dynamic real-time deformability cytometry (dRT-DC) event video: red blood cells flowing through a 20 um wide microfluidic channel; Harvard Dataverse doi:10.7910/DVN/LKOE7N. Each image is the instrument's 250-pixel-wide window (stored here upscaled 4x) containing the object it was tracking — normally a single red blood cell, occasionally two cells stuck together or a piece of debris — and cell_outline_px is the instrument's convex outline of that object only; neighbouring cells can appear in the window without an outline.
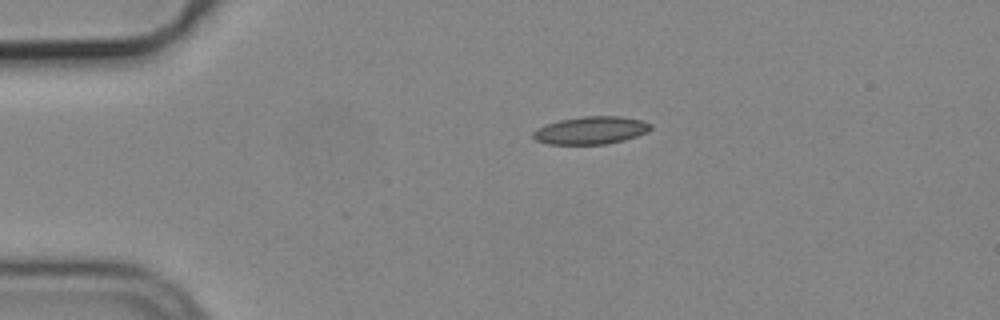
{"species": "common noctule bat (a hibernating species)", "species_latin": "Nyctalus noctula", "temperature_condition": "cold", "stored_images_in_passage": 44, "camera_frame_rate_fps": 3000, "um_per_image_px": 0.085, "animal": {"sex": "male", "body_mass_g": 19.2, "forearm_length_mm": 51.8}, "frame": {"image": 1, "passage_image": 1, "time_ms": 0.0, "image_size_px": [1000, 320], "cell_outline_px": [[652, 128], [648, 132], [624, 140], [608, 144], [548, 144], [536, 140], [532, 136], [532, 132], [536, 128], [544, 124], [560, 120], [584, 116], [620, 116], [640, 120], [652, 124]], "centroid_in_image_um": [50.21, 11.08], "position_along_channel_um": 34.8, "area_um2": 19.07}}
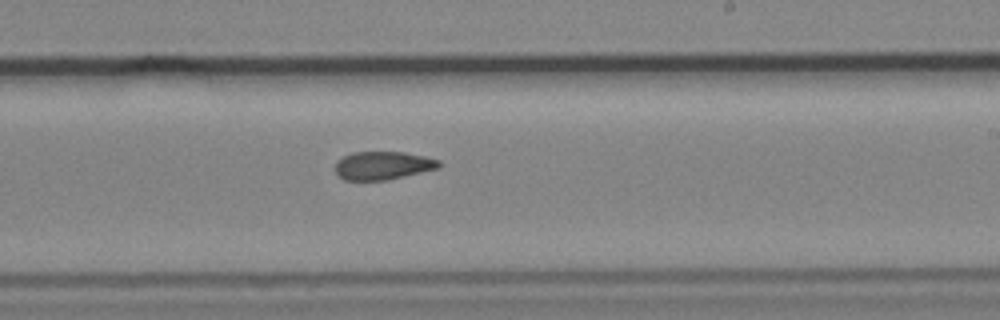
{"frame": {"image": 2, "passage_image": 22, "time_ms": 7.0, "image_size_px": [1000, 320], "cell_outline_px": [[440, 168], [388, 180], [344, 180], [336, 172], [336, 160], [352, 152], [404, 152], [424, 156], [440, 160]], "centroid_in_image_um": [32.56, 14.07], "position_along_channel_um": 256.4, "area_um2": 17.11}}
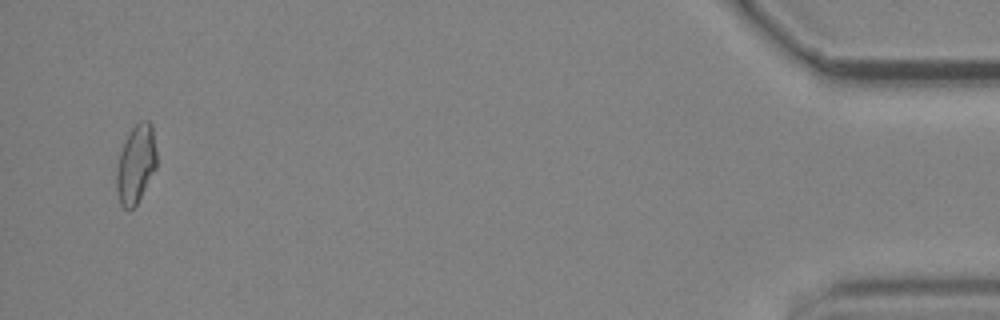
{"frame": {"image": 3, "passage_image": 42, "time_ms": 13.667, "image_size_px": [1000, 320], "cell_outline_px": [[156, 168], [136, 204], [132, 208], [124, 208], [120, 204], [116, 192], [116, 172], [120, 152], [124, 140], [132, 128], [140, 120], [148, 120], [152, 124], [156, 148]], "centroid_in_image_um": [11.54, 13.92], "position_along_channel_um": 423.7, "area_um2": 18.32}, "authors_computed_cell_mechanics": {"area_um2": 17.9758, "velocity_mm_per_s": 3.7724, "shape_relaxation_time_tau1_ms": null, "shape_relaxation_time_tau2_ms": 3.1694, "deformation_change_tau1": null, "deformation_change_tau2": 0.0967}}